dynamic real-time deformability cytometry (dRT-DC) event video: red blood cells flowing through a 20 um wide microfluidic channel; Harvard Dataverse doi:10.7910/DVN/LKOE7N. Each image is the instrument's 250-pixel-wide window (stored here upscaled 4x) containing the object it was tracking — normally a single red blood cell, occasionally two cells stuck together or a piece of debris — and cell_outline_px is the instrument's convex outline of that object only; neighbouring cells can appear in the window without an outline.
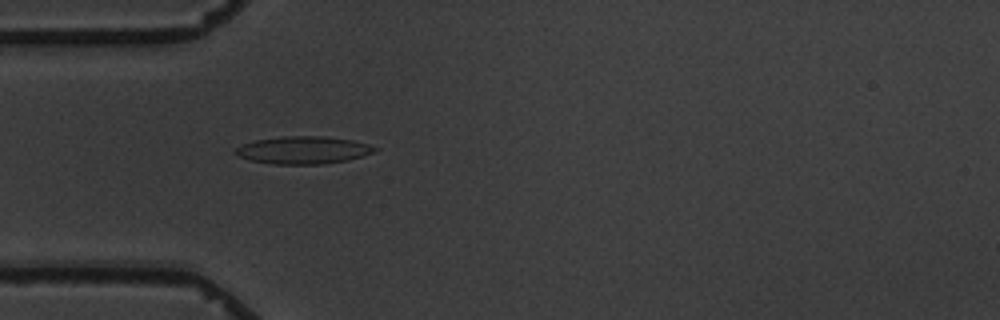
{"species": "common noctule bat (a hibernating species)", "species_latin": "Nyctalus noctula", "temperature_condition": "warm", "stored_images_in_passage": 4, "camera_frame_rate_fps": 3000, "um_per_image_px": 0.085, "animal": {"sex": "male", "body_mass_g": 19.5, "forearm_length_mm": 54.6}, "frame": {"image": 1, "passage_image": 4, "time_ms": 3.667, "image_size_px": [1000, 320], "cell_outline_px": [[380, 148], [376, 152], [364, 156], [348, 160], [324, 164], [272, 164], [248, 160], [236, 156], [236, 148], [244, 144], [256, 140], [284, 136], [324, 136], [352, 140], [368, 144]], "centroid_in_image_um": [25.82, 12.76], "position_along_channel_um": 59.2, "area_um2": 22.48}}